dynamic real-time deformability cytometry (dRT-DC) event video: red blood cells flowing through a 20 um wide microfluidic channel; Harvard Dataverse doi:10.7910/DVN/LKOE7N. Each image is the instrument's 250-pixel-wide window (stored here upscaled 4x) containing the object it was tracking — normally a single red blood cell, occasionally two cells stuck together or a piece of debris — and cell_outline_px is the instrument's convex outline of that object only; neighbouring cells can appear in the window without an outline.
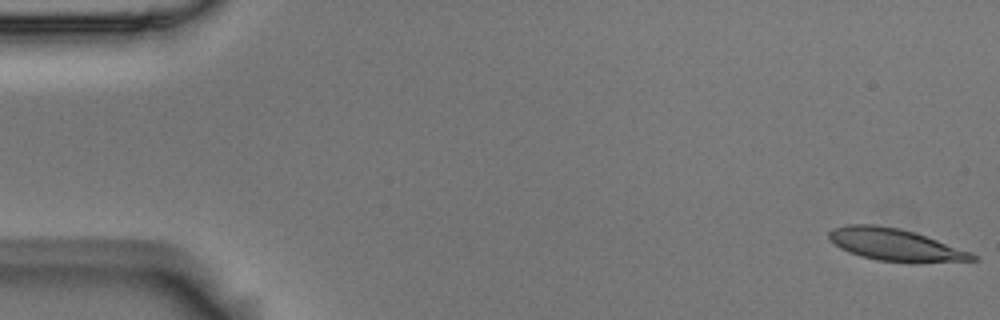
{"species": "Egyptian fruit bat (a non-hibernating species)", "species_latin": "Rousettus aegyptiacus", "temperature_condition": "room temperature", "stored_images_in_passage": 57, "camera_frame_rate_fps": 3000, "um_per_image_px": 0.085, "animal": {"sex": "male"}, "frame": {"image": 1, "passage_image": 1, "time_ms": 0.0, "image_size_px": [1000, 320], "cell_outline_px": [[980, 260], [916, 264], [912, 264], [876, 260], [860, 256], [848, 252], [840, 248], [828, 236], [828, 232], [832, 228], [848, 224], [876, 224], [900, 228], [972, 252], [980, 256]], "centroid_in_image_um": [76.15, 20.84], "position_along_channel_um": 8.9, "area_um2": 27.4}}
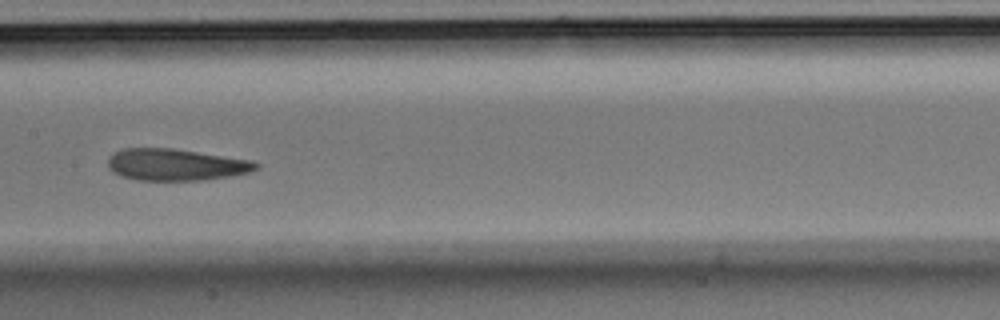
{"frame": {"image": 2, "passage_image": 28, "time_ms": 9.0, "image_size_px": [1000, 320], "cell_outline_px": [[260, 168], [248, 172], [232, 176], [204, 180], [136, 180], [120, 176], [112, 172], [108, 168], [108, 160], [116, 152], [124, 148], [172, 148], [252, 160], [260, 164]], "centroid_in_image_um": [14.97, 14.0], "position_along_channel_um": 192.4, "area_um2": 27.46}}
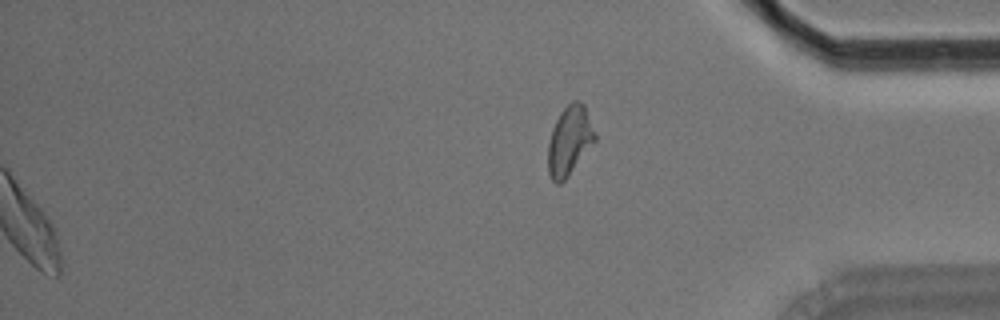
{"frame": {"image": 3, "passage_image": 57, "time_ms": 18.667, "image_size_px": [1000, 320], "cell_outline_px": [[596, 140], [568, 176], [560, 184], [556, 184], [552, 180], [548, 172], [548, 144], [552, 128], [560, 112], [572, 100], [580, 100], [584, 104], [596, 136]], "centroid_in_image_um": [48.39, 11.95], "position_along_channel_um": 386.8, "area_um2": 18.84}, "authors_computed_cell_mechanics": {"area_um2": 27.6284, "velocity_mm_per_s": 3.5525, "shape_relaxation_time_tau1_ms": 5.0366, "shape_relaxation_time_tau2_ms": 3.3052, "deformation_change_tau1": 0.1629, "deformation_change_tau2": 0.1267}}